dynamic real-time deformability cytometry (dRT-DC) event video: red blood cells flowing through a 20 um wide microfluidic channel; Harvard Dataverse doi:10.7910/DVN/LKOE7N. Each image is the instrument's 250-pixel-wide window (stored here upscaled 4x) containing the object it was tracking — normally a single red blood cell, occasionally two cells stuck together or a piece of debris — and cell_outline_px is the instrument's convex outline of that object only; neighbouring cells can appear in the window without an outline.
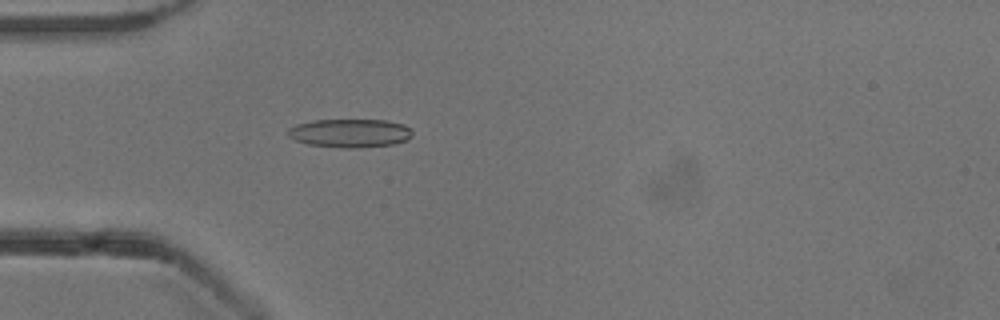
{"species": "common noctule bat (a hibernating species)", "species_latin": "Nyctalus noctula", "temperature_condition": "cold", "stored_images_in_passage": 52, "camera_frame_rate_fps": 3000, "um_per_image_px": 0.085, "animal": {"sex": "male", "body_mass_g": 13.3}, "frame": {"image": 1, "passage_image": 15, "time_ms": 4.667, "image_size_px": [1000, 320], "cell_outline_px": [[412, 136], [408, 140], [392, 144], [360, 148], [344, 148], [308, 144], [296, 140], [288, 136], [288, 128], [296, 124], [312, 120], [384, 120], [404, 124], [412, 132]], "centroid_in_image_um": [29.74, 11.31], "position_along_channel_um": 55.3, "area_um2": 20.69}}
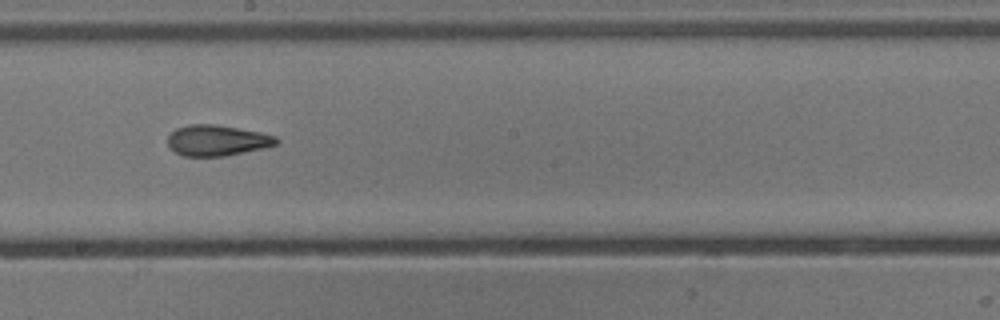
{"frame": {"image": 2, "passage_image": 29, "time_ms": 9.333, "image_size_px": [1000, 320], "cell_outline_px": [[280, 140], [276, 144], [260, 148], [224, 156], [184, 156], [176, 152], [168, 144], [168, 136], [176, 128], [192, 124], [216, 124], [260, 132], [276, 136]], "centroid_in_image_um": [18.44, 11.92], "position_along_channel_um": 229.8, "area_um2": 19.19}}
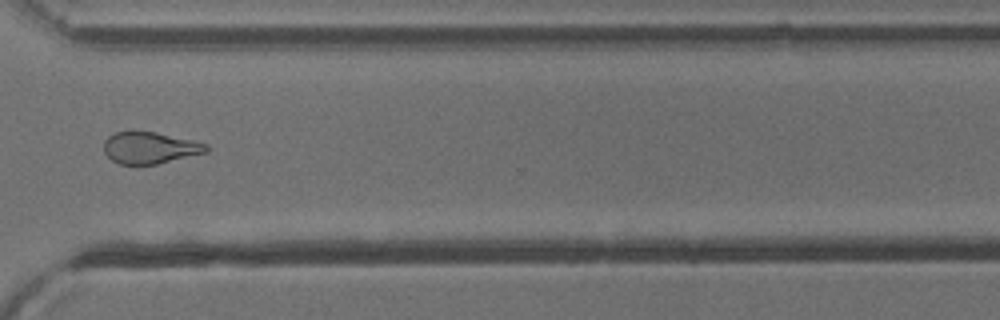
{"frame": {"image": 3, "passage_image": 39, "time_ms": 12.667, "image_size_px": [1000, 320], "cell_outline_px": [[208, 152], [156, 164], [120, 164], [112, 160], [104, 152], [104, 140], [108, 136], [116, 132], [156, 132], [192, 140], [208, 144]], "centroid_in_image_um": [12.75, 12.56], "position_along_channel_um": 357.9, "area_um2": 18.73}, "authors_computed_cell_mechanics": {"area_um2": 19.8543, "velocity_mm_per_s": 3.8589, "shape_relaxation_time_tau1_ms": 8.4802, "shape_relaxation_time_tau2_ms": 2.8213, "deformation_change_tau1": 0.2112, "deformation_change_tau2": 0.1177}}